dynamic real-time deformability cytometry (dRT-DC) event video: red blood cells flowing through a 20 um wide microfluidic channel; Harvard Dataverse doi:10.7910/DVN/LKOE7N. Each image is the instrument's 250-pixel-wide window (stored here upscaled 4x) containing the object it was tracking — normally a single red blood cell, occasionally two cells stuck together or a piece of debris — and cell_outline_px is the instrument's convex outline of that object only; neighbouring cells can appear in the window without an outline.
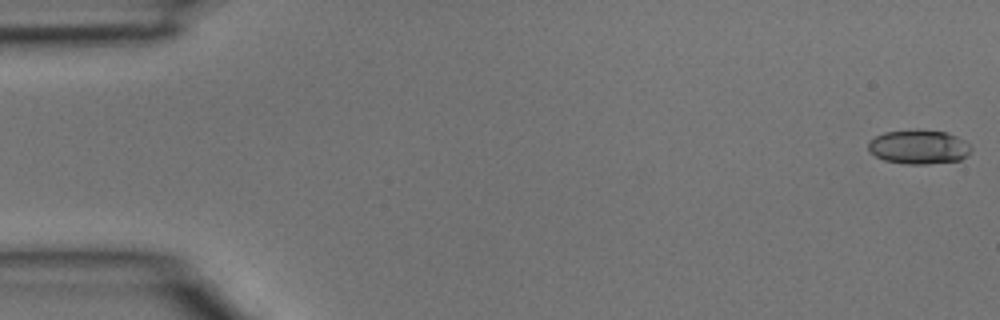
{"species": "common noctule bat (a hibernating species)", "species_latin": "Nyctalus noctula", "temperature_condition": "room temperature", "stored_images_in_passage": 4, "camera_frame_rate_fps": 3000, "um_per_image_px": 0.085, "animal": {"sex": "male", "body_mass_g": 15.6}, "frame": {"image": 1, "passage_image": 1, "time_ms": 0.0, "image_size_px": [1000, 320], "cell_outline_px": [[972, 148], [960, 160], [928, 164], [908, 164], [884, 160], [876, 156], [868, 148], [868, 144], [876, 136], [884, 132], [916, 128], [948, 132], [964, 140]], "centroid_in_image_um": [78.1, 12.46], "position_along_channel_um": 6.9, "area_um2": 20.52}}
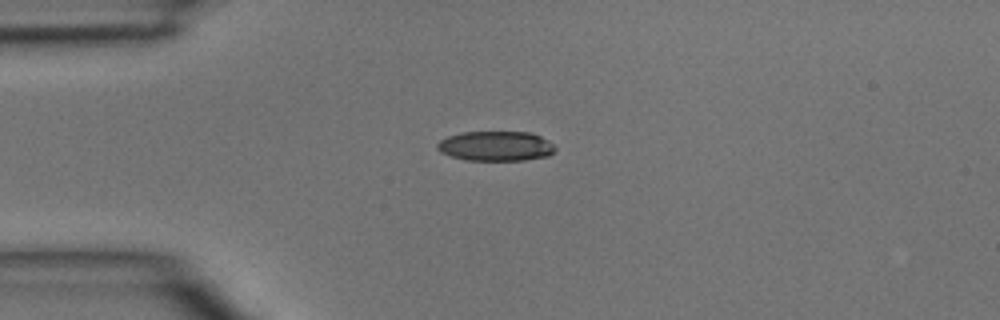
{"frame": {"image": 2, "passage_image": 4, "time_ms": 1.0, "image_size_px": [1000, 320], "cell_outline_px": [[556, 148], [548, 156], [524, 160], [468, 160], [452, 156], [440, 152], [436, 148], [436, 144], [440, 140], [448, 136], [460, 132], [532, 132], [548, 140]], "centroid_in_image_um": [42.13, 12.41], "position_along_channel_um": 42.9, "area_um2": 20.46}}